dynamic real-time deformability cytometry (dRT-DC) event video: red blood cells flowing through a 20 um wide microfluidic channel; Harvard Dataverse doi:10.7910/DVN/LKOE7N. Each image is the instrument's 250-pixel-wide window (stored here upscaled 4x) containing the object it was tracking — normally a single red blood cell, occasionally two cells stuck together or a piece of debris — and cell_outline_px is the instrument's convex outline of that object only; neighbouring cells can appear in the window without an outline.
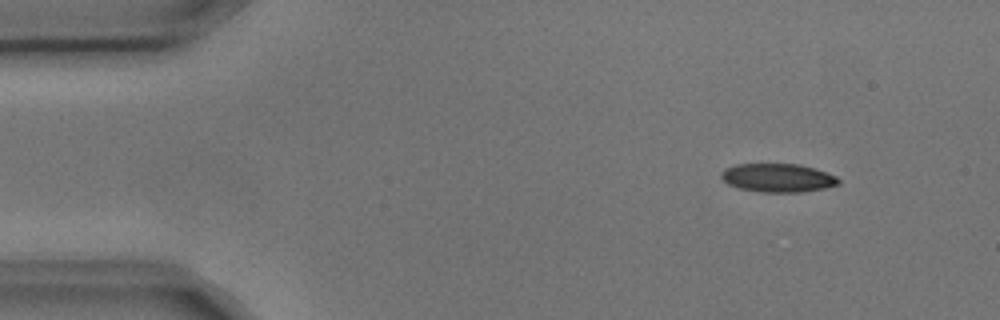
{"species": "common noctule bat (a hibernating species)", "species_latin": "Nyctalus noctula", "temperature_condition": "cold", "stored_images_in_passage": 8, "camera_frame_rate_fps": 3000, "um_per_image_px": 0.085, "animal": {"sex": "male", "body_mass_g": 17.9, "forearm_length_mm": 54.2}, "frame": {"image": 1, "passage_image": 1, "time_ms": 0.0, "image_size_px": [1000, 320], "cell_outline_px": [[840, 184], [824, 188], [800, 192], [760, 192], [740, 188], [728, 184], [720, 176], [720, 172], [724, 168], [736, 164], [800, 164], [816, 168], [836, 176], [840, 180]], "centroid_in_image_um": [66.11, 15.11], "position_along_channel_um": 18.9, "area_um2": 19.59}}
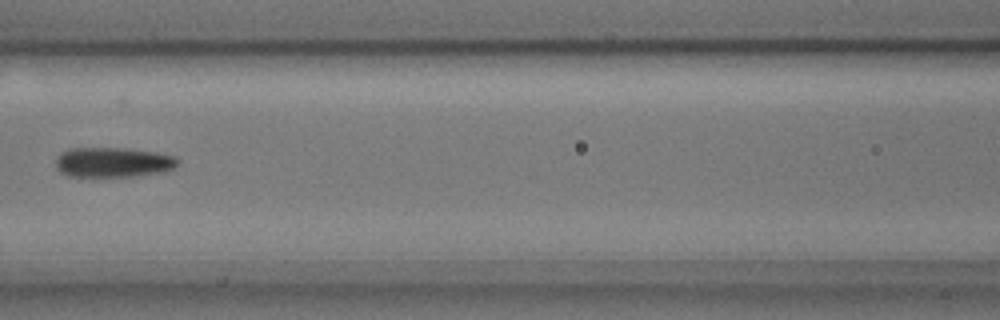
{"frame": {"image": 2, "passage_image": 6, "time_ms": 1.667, "image_size_px": [1000, 320], "cell_outline_px": [[180, 164], [164, 172], [132, 176], [68, 176], [60, 172], [56, 168], [56, 160], [60, 152], [68, 148], [124, 148], [156, 152], [176, 156], [180, 160]], "centroid_in_image_um": [9.62, 13.78], "position_along_channel_um": 157.0, "area_um2": 21.44}}
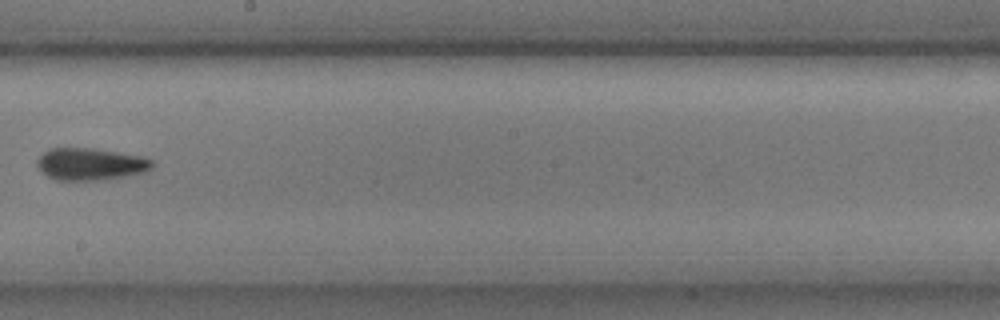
{"frame": {"image": 3, "passage_image": 8, "time_ms": 2.333, "image_size_px": [1000, 320], "cell_outline_px": [[156, 164], [152, 168], [144, 172], [128, 176], [96, 180], [56, 180], [40, 172], [36, 164], [36, 160], [48, 148], [92, 148], [140, 156], [152, 160]], "centroid_in_image_um": [7.67, 13.95], "position_along_channel_um": 240.5, "area_um2": 21.62}}